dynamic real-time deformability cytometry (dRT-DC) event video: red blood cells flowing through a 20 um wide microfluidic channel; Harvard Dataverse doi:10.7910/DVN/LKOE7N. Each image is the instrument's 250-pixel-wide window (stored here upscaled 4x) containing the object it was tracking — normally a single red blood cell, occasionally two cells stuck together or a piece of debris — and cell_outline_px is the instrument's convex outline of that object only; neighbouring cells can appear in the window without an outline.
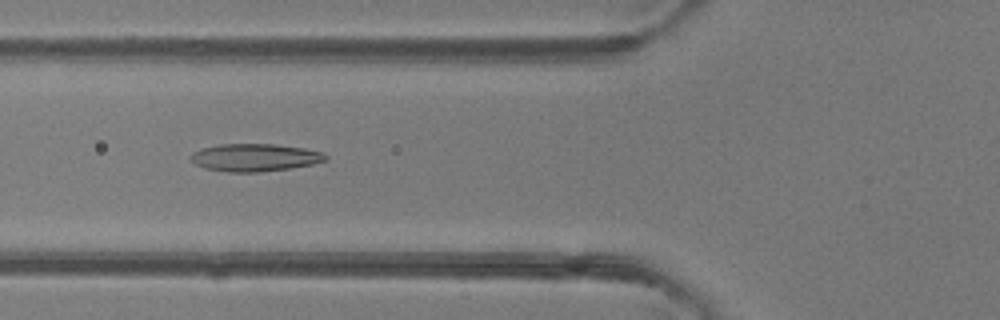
{"species": "common noctule bat (a hibernating species)", "species_latin": "Nyctalus noctula", "temperature_condition": "room temperature", "stored_images_in_passage": 50, "camera_frame_rate_fps": 3000, "um_per_image_px": 0.085, "animal": {"sex": "female"}, "frame": {"image": 1, "passage_image": 19, "time_ms": 6.0, "image_size_px": [1000, 320], "cell_outline_px": [[328, 160], [312, 164], [288, 168], [260, 172], [228, 172], [204, 168], [196, 164], [188, 156], [192, 152], [204, 148], [220, 144], [276, 144], [304, 148], [324, 152], [328, 156]], "centroid_in_image_um": [21.68, 13.38], "position_along_channel_um": 104.1, "area_um2": 21.73}}
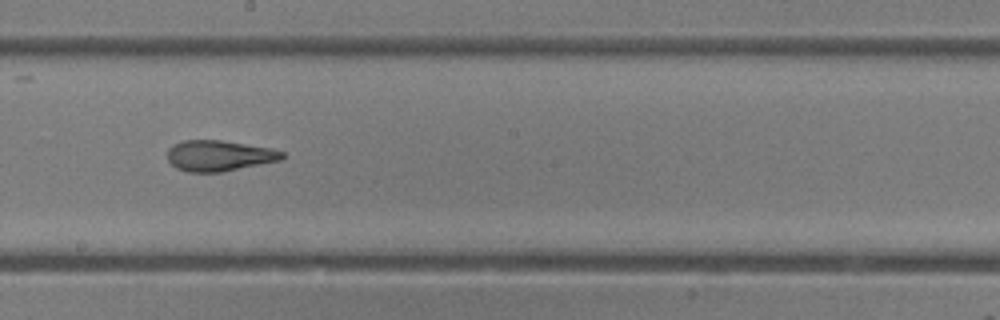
{"frame": {"image": 2, "passage_image": 28, "time_ms": 9.0, "image_size_px": [1000, 320], "cell_outline_px": [[284, 156], [280, 160], [220, 172], [188, 172], [176, 168], [168, 160], [168, 148], [172, 144], [184, 140], [220, 140], [272, 148], [284, 152]], "centroid_in_image_um": [18.6, 13.22], "position_along_channel_um": 229.6, "area_um2": 20.46}}
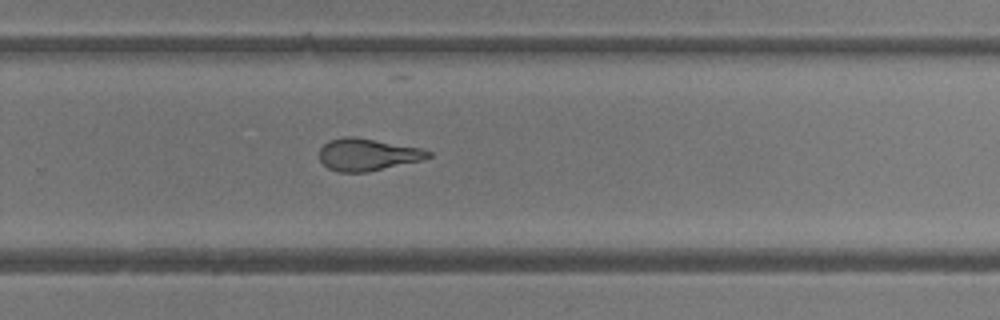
{"frame": {"image": 3, "passage_image": 33, "time_ms": 10.667, "image_size_px": [1000, 320], "cell_outline_px": [[432, 156], [420, 160], [368, 172], [336, 172], [328, 168], [320, 160], [320, 148], [328, 140], [344, 136], [352, 136], [420, 148], [432, 152]], "centroid_in_image_um": [31.2, 13.14], "position_along_channel_um": 298.6, "area_um2": 20.23}, "authors_computed_cell_mechanics": {"area_um2": 21.8484, "velocity_mm_per_s": 4.1596, "shape_relaxation_time_tau1_ms": 8.1244, "shape_relaxation_time_tau2_ms": 1.8548, "deformation_change_tau1": 0.2143, "deformation_change_tau2": 0.102}}